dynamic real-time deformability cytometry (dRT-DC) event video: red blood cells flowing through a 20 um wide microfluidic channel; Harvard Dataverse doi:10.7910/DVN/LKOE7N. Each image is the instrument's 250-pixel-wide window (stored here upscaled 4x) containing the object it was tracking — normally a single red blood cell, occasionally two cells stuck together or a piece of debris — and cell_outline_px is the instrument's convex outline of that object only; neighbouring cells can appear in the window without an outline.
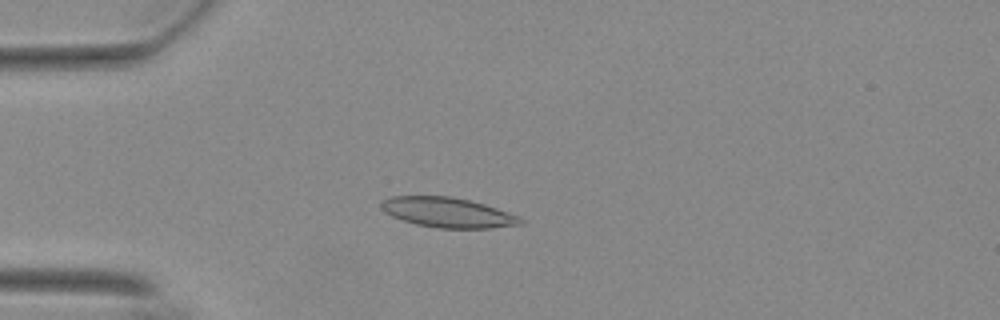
{"species": "Egyptian fruit bat (a non-hibernating species)", "species_latin": "Rousettus aegyptiacus", "temperature_condition": "warm", "stored_images_in_passage": 55, "camera_frame_rate_fps": 3000, "um_per_image_px": 0.085, "animal": {"sex": "female"}, "frame": {"image": 1, "passage_image": 15, "time_ms": 4.667, "image_size_px": [1000, 320], "cell_outline_px": [[524, 224], [488, 228], [440, 228], [416, 224], [392, 216], [384, 212], [380, 208], [380, 204], [384, 200], [392, 196], [452, 196], [484, 204], [496, 208], [516, 216], [524, 220]], "centroid_in_image_um": [38.03, 18.06], "position_along_channel_um": 47.0, "area_um2": 24.04}}
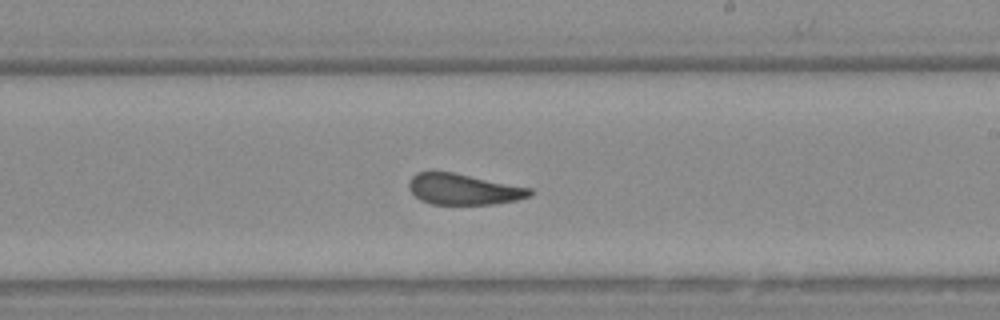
{"frame": {"image": 2, "passage_image": 33, "time_ms": 10.667, "image_size_px": [1000, 320], "cell_outline_px": [[532, 196], [516, 200], [492, 204], [432, 204], [420, 200], [408, 188], [408, 180], [416, 172], [452, 172], [532, 188]], "centroid_in_image_um": [39.39, 16.08], "position_along_channel_um": 249.6, "area_um2": 21.73}}
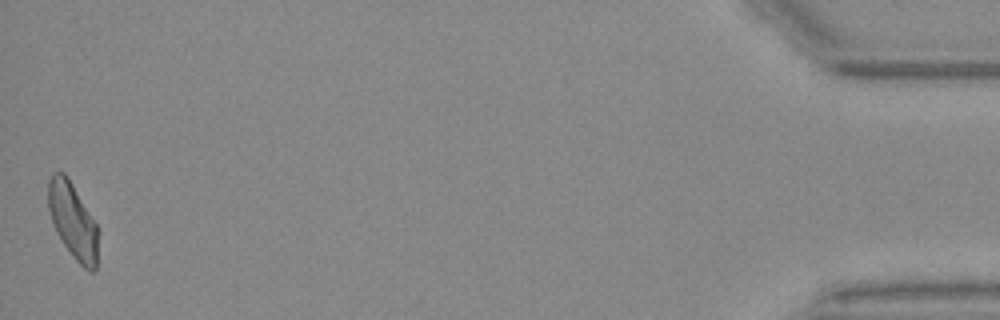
{"frame": {"image": 3, "passage_image": 55, "time_ms": 18.0, "image_size_px": [1000, 320], "cell_outline_px": [[96, 268], [92, 272], [88, 272], [76, 260], [64, 244], [56, 232], [48, 208], [48, 180], [52, 172], [64, 172], [72, 184], [96, 224]], "centroid_in_image_um": [6.15, 18.74], "position_along_channel_um": 429.0, "area_um2": 21.39}, "authors_computed_cell_mechanics": {"area_um2": 22.831, "velocity_mm_per_s": 3.7087, "shape_relaxation_time_tau1_ms": null, "shape_relaxation_time_tau2_ms": 2.0391, "deformation_change_tau1": null, "deformation_change_tau2": 0.098}}